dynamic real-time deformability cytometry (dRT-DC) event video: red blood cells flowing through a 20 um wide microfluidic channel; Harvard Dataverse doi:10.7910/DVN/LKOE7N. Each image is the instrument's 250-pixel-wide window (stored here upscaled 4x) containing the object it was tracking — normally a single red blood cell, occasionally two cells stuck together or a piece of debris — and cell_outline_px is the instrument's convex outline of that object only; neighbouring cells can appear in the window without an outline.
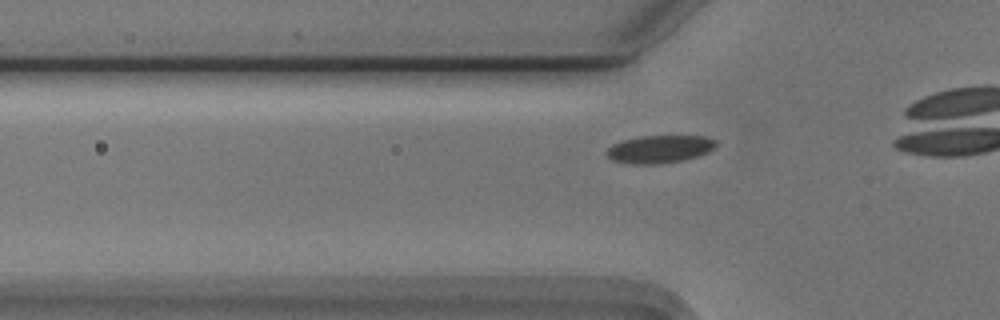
{"species": "Egyptian fruit bat (a non-hibernating species)", "species_latin": "Rousettus aegyptiacus", "temperature_condition": "cold", "stored_images_in_passage": 31, "camera_frame_rate_fps": 3000, "um_per_image_px": 0.085, "animal": {"sex": "male"}, "frame": {"image": 1, "passage_image": 5, "time_ms": 1.333, "image_size_px": [1000, 320], "cell_outline_px": [[716, 144], [708, 152], [684, 160], [660, 164], [632, 164], [612, 160], [608, 156], [608, 148], [612, 144], [624, 140], [640, 136], [704, 136], [716, 140]], "centroid_in_image_um": [56.06, 12.68], "position_along_channel_um": 69.7, "area_um2": 17.51}}
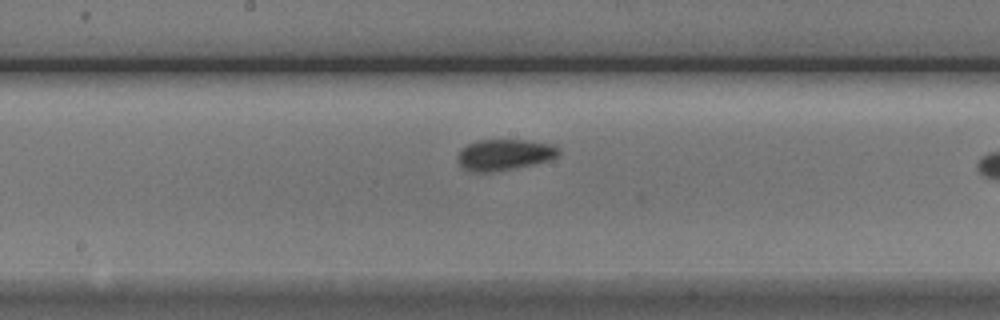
{"frame": {"image": 2, "passage_image": 16, "time_ms": 5.0, "image_size_px": [1000, 320], "cell_outline_px": [[560, 152], [556, 156], [548, 160], [532, 164], [512, 168], [488, 172], [472, 172], [464, 168], [460, 164], [456, 156], [468, 144], [480, 140], [524, 140], [552, 144], [560, 148]], "centroid_in_image_um": [42.87, 13.14], "position_along_channel_um": 205.3, "area_um2": 17.92}}
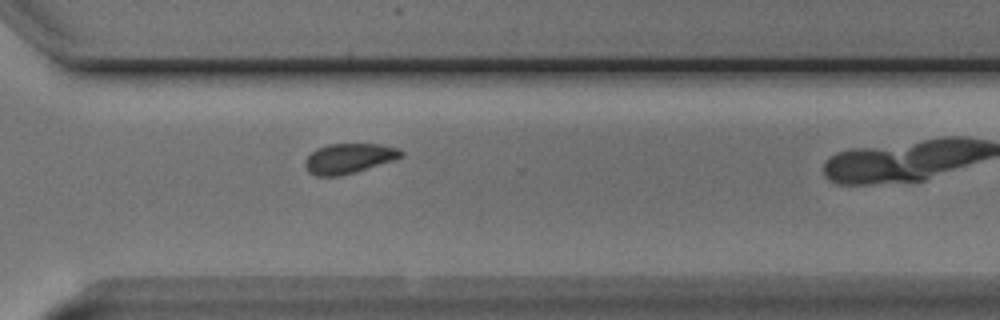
{"frame": {"image": 3, "passage_image": 27, "time_ms": 8.667, "image_size_px": [1000, 320], "cell_outline_px": [[404, 156], [392, 160], [340, 176], [316, 176], [308, 172], [304, 160], [316, 148], [328, 144], [380, 144], [396, 148], [404, 152]], "centroid_in_image_um": [29.62, 13.45], "position_along_channel_um": 341.0, "area_um2": 16.53}}